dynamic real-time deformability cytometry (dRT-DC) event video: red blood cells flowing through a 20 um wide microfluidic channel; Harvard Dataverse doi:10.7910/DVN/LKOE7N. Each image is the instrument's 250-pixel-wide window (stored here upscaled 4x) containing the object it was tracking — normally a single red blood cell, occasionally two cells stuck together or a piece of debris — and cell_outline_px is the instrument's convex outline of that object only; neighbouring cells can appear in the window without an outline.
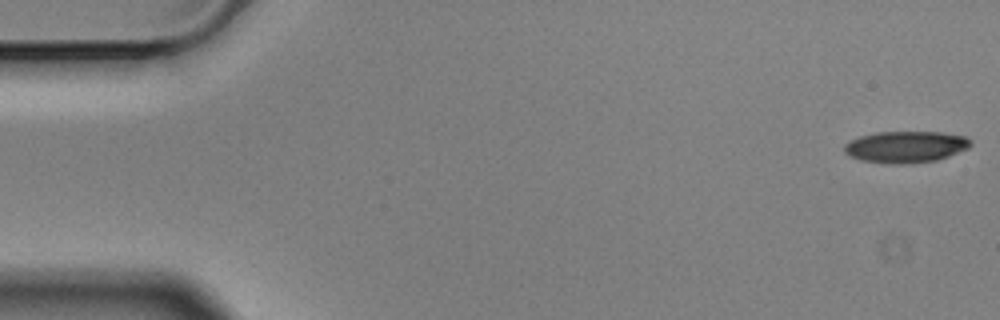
{"species": "Egyptian fruit bat (a non-hibernating species)", "species_latin": "Rousettus aegyptiacus", "temperature_condition": "cold", "stored_images_in_passage": 17, "camera_frame_rate_fps": 3000, "um_per_image_px": 0.085, "animal": {"sex": "male"}, "frame": {"image": 1, "passage_image": 1, "time_ms": 0.0, "image_size_px": [1000, 320], "cell_outline_px": [[972, 144], [968, 148], [948, 156], [936, 160], [908, 164], [888, 164], [860, 160], [844, 152], [844, 144], [860, 136], [876, 132], [940, 132], [964, 136], [972, 140]], "centroid_in_image_um": [76.99, 12.48], "position_along_channel_um": 8.0, "area_um2": 23.24}}